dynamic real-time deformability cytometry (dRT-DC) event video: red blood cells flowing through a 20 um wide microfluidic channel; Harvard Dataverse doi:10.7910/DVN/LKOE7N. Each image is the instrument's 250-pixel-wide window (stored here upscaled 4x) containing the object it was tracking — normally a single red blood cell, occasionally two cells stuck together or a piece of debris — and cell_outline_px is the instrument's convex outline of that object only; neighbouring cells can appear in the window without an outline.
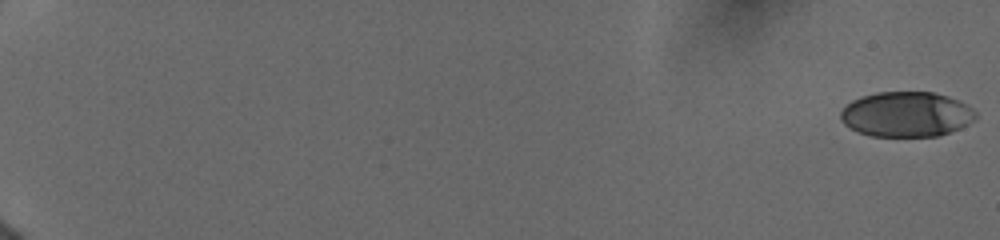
{"species": "human", "species_latin": "Homo sapiens", "temperature_condition": "cold", "stored_images_in_passage": 33, "camera_frame_rate_fps": 3000, "um_per_image_px": 0.085, "donor": {"sex": "female"}, "frame": {"image": 1, "passage_image": 1, "time_ms": 0.0, "image_size_px": [1000, 240], "cell_outline_px": [[976, 116], [972, 120], [960, 128], [940, 136], [872, 136], [860, 132], [844, 124], [840, 120], [840, 112], [852, 100], [876, 92], [932, 92], [948, 96], [972, 108], [976, 112]], "centroid_in_image_um": [77.03, 9.72], "position_along_channel_um": 8.0, "area_um2": 35.2}}
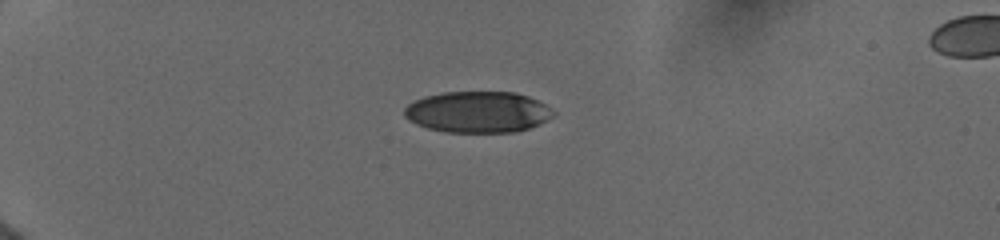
{"frame": {"image": 2, "passage_image": 19, "time_ms": 5.333, "image_size_px": [1000, 240], "cell_outline_px": [[556, 112], [548, 120], [540, 124], [516, 132], [444, 132], [428, 128], [416, 124], [408, 120], [404, 116], [404, 108], [408, 104], [424, 96], [444, 92], [516, 92], [528, 96], [544, 104]], "centroid_in_image_um": [40.6, 9.52], "position_along_channel_um": 44.4, "area_um2": 35.89}}
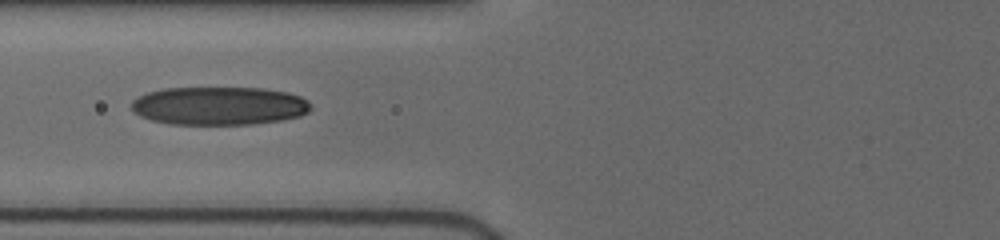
{"frame": {"image": 3, "passage_image": 32, "time_ms": 8.333, "image_size_px": [1000, 240], "cell_outline_px": [[312, 108], [308, 112], [300, 116], [284, 120], [252, 124], [168, 124], [152, 120], [140, 116], [132, 112], [132, 100], [148, 92], [164, 88], [264, 88], [288, 92], [300, 96], [308, 100], [312, 104]], "centroid_in_image_um": [18.66, 9.0], "position_along_channel_um": 107.1, "area_um2": 40.34}}